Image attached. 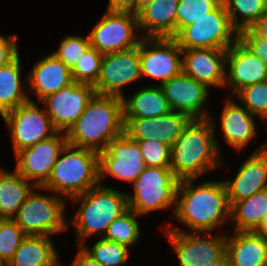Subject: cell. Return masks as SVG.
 <instances>
[{"label": "cell", "mask_w": 267, "mask_h": 266, "mask_svg": "<svg viewBox=\"0 0 267 266\" xmlns=\"http://www.w3.org/2000/svg\"><path fill=\"white\" fill-rule=\"evenodd\" d=\"M234 36V37H233ZM239 36L222 2L215 10L183 28L174 39L182 49H228Z\"/></svg>", "instance_id": "cell-7"}, {"label": "cell", "mask_w": 267, "mask_h": 266, "mask_svg": "<svg viewBox=\"0 0 267 266\" xmlns=\"http://www.w3.org/2000/svg\"><path fill=\"white\" fill-rule=\"evenodd\" d=\"M16 39L17 36L10 38L0 35V68L19 54Z\"/></svg>", "instance_id": "cell-41"}, {"label": "cell", "mask_w": 267, "mask_h": 266, "mask_svg": "<svg viewBox=\"0 0 267 266\" xmlns=\"http://www.w3.org/2000/svg\"><path fill=\"white\" fill-rule=\"evenodd\" d=\"M96 94L90 84L73 82L42 100L53 127L65 133L85 111L88 103Z\"/></svg>", "instance_id": "cell-16"}, {"label": "cell", "mask_w": 267, "mask_h": 266, "mask_svg": "<svg viewBox=\"0 0 267 266\" xmlns=\"http://www.w3.org/2000/svg\"><path fill=\"white\" fill-rule=\"evenodd\" d=\"M146 167L170 168L171 148L153 140L137 141Z\"/></svg>", "instance_id": "cell-39"}, {"label": "cell", "mask_w": 267, "mask_h": 266, "mask_svg": "<svg viewBox=\"0 0 267 266\" xmlns=\"http://www.w3.org/2000/svg\"><path fill=\"white\" fill-rule=\"evenodd\" d=\"M26 79L40 101L74 82L71 70L53 53L33 65Z\"/></svg>", "instance_id": "cell-22"}, {"label": "cell", "mask_w": 267, "mask_h": 266, "mask_svg": "<svg viewBox=\"0 0 267 266\" xmlns=\"http://www.w3.org/2000/svg\"><path fill=\"white\" fill-rule=\"evenodd\" d=\"M258 37L267 39V11L250 28Z\"/></svg>", "instance_id": "cell-44"}, {"label": "cell", "mask_w": 267, "mask_h": 266, "mask_svg": "<svg viewBox=\"0 0 267 266\" xmlns=\"http://www.w3.org/2000/svg\"><path fill=\"white\" fill-rule=\"evenodd\" d=\"M254 115L230 99L224 105L221 114V130L226 143L235 150L243 149L255 136Z\"/></svg>", "instance_id": "cell-25"}, {"label": "cell", "mask_w": 267, "mask_h": 266, "mask_svg": "<svg viewBox=\"0 0 267 266\" xmlns=\"http://www.w3.org/2000/svg\"><path fill=\"white\" fill-rule=\"evenodd\" d=\"M194 180H180L173 215L193 232H212L230 218V204L224 181H208L194 187Z\"/></svg>", "instance_id": "cell-1"}, {"label": "cell", "mask_w": 267, "mask_h": 266, "mask_svg": "<svg viewBox=\"0 0 267 266\" xmlns=\"http://www.w3.org/2000/svg\"><path fill=\"white\" fill-rule=\"evenodd\" d=\"M99 184V152L67 143L48 181L38 189L50 190L71 199Z\"/></svg>", "instance_id": "cell-4"}, {"label": "cell", "mask_w": 267, "mask_h": 266, "mask_svg": "<svg viewBox=\"0 0 267 266\" xmlns=\"http://www.w3.org/2000/svg\"><path fill=\"white\" fill-rule=\"evenodd\" d=\"M26 236L14 220L0 219V258L6 265Z\"/></svg>", "instance_id": "cell-37"}, {"label": "cell", "mask_w": 267, "mask_h": 266, "mask_svg": "<svg viewBox=\"0 0 267 266\" xmlns=\"http://www.w3.org/2000/svg\"><path fill=\"white\" fill-rule=\"evenodd\" d=\"M137 28V14L107 9L88 35L90 45L102 54L133 48L141 41L135 37Z\"/></svg>", "instance_id": "cell-9"}, {"label": "cell", "mask_w": 267, "mask_h": 266, "mask_svg": "<svg viewBox=\"0 0 267 266\" xmlns=\"http://www.w3.org/2000/svg\"><path fill=\"white\" fill-rule=\"evenodd\" d=\"M222 2L226 7L232 25L238 32L251 28L267 11L265 0H222ZM237 12L243 16L242 21H239Z\"/></svg>", "instance_id": "cell-31"}, {"label": "cell", "mask_w": 267, "mask_h": 266, "mask_svg": "<svg viewBox=\"0 0 267 266\" xmlns=\"http://www.w3.org/2000/svg\"><path fill=\"white\" fill-rule=\"evenodd\" d=\"M182 72L207 88L225 86L226 49H182Z\"/></svg>", "instance_id": "cell-19"}, {"label": "cell", "mask_w": 267, "mask_h": 266, "mask_svg": "<svg viewBox=\"0 0 267 266\" xmlns=\"http://www.w3.org/2000/svg\"><path fill=\"white\" fill-rule=\"evenodd\" d=\"M82 250L101 266H121L127 262L128 248L101 237L90 249L80 245Z\"/></svg>", "instance_id": "cell-33"}, {"label": "cell", "mask_w": 267, "mask_h": 266, "mask_svg": "<svg viewBox=\"0 0 267 266\" xmlns=\"http://www.w3.org/2000/svg\"><path fill=\"white\" fill-rule=\"evenodd\" d=\"M190 120L185 113L172 110L155 118H123L124 133L134 141L155 139L172 148Z\"/></svg>", "instance_id": "cell-17"}, {"label": "cell", "mask_w": 267, "mask_h": 266, "mask_svg": "<svg viewBox=\"0 0 267 266\" xmlns=\"http://www.w3.org/2000/svg\"><path fill=\"white\" fill-rule=\"evenodd\" d=\"M238 37L267 66V39L258 37L250 28L240 31Z\"/></svg>", "instance_id": "cell-40"}, {"label": "cell", "mask_w": 267, "mask_h": 266, "mask_svg": "<svg viewBox=\"0 0 267 266\" xmlns=\"http://www.w3.org/2000/svg\"><path fill=\"white\" fill-rule=\"evenodd\" d=\"M225 85L234 95L246 86L267 80V66L239 39L227 49Z\"/></svg>", "instance_id": "cell-21"}, {"label": "cell", "mask_w": 267, "mask_h": 266, "mask_svg": "<svg viewBox=\"0 0 267 266\" xmlns=\"http://www.w3.org/2000/svg\"><path fill=\"white\" fill-rule=\"evenodd\" d=\"M50 236L27 235L6 266H55L58 254Z\"/></svg>", "instance_id": "cell-28"}, {"label": "cell", "mask_w": 267, "mask_h": 266, "mask_svg": "<svg viewBox=\"0 0 267 266\" xmlns=\"http://www.w3.org/2000/svg\"><path fill=\"white\" fill-rule=\"evenodd\" d=\"M123 133L122 98L95 94L66 137L70 145L100 152Z\"/></svg>", "instance_id": "cell-3"}, {"label": "cell", "mask_w": 267, "mask_h": 266, "mask_svg": "<svg viewBox=\"0 0 267 266\" xmlns=\"http://www.w3.org/2000/svg\"><path fill=\"white\" fill-rule=\"evenodd\" d=\"M178 184L170 168L146 167L133 182L134 194H126L128 208L140 216L176 207Z\"/></svg>", "instance_id": "cell-6"}, {"label": "cell", "mask_w": 267, "mask_h": 266, "mask_svg": "<svg viewBox=\"0 0 267 266\" xmlns=\"http://www.w3.org/2000/svg\"><path fill=\"white\" fill-rule=\"evenodd\" d=\"M29 183L16 169L13 173L0 170V219L13 220L17 216L35 187Z\"/></svg>", "instance_id": "cell-27"}, {"label": "cell", "mask_w": 267, "mask_h": 266, "mask_svg": "<svg viewBox=\"0 0 267 266\" xmlns=\"http://www.w3.org/2000/svg\"><path fill=\"white\" fill-rule=\"evenodd\" d=\"M154 0H137V13L147 6L148 4L152 3Z\"/></svg>", "instance_id": "cell-47"}, {"label": "cell", "mask_w": 267, "mask_h": 266, "mask_svg": "<svg viewBox=\"0 0 267 266\" xmlns=\"http://www.w3.org/2000/svg\"><path fill=\"white\" fill-rule=\"evenodd\" d=\"M215 125L211 116L191 119L171 148L170 169L180 180L197 179L221 165Z\"/></svg>", "instance_id": "cell-2"}, {"label": "cell", "mask_w": 267, "mask_h": 266, "mask_svg": "<svg viewBox=\"0 0 267 266\" xmlns=\"http://www.w3.org/2000/svg\"><path fill=\"white\" fill-rule=\"evenodd\" d=\"M138 216V214L128 208L108 226L103 238L122 244L127 248L129 245H133L140 237V227L136 220Z\"/></svg>", "instance_id": "cell-32"}, {"label": "cell", "mask_w": 267, "mask_h": 266, "mask_svg": "<svg viewBox=\"0 0 267 266\" xmlns=\"http://www.w3.org/2000/svg\"><path fill=\"white\" fill-rule=\"evenodd\" d=\"M57 131L53 136L18 151L16 170L26 179L34 181L35 188L42 187L49 179L52 169L67 142L66 133Z\"/></svg>", "instance_id": "cell-15"}, {"label": "cell", "mask_w": 267, "mask_h": 266, "mask_svg": "<svg viewBox=\"0 0 267 266\" xmlns=\"http://www.w3.org/2000/svg\"><path fill=\"white\" fill-rule=\"evenodd\" d=\"M19 54L0 68V115L26 103L29 98L20 81Z\"/></svg>", "instance_id": "cell-29"}, {"label": "cell", "mask_w": 267, "mask_h": 266, "mask_svg": "<svg viewBox=\"0 0 267 266\" xmlns=\"http://www.w3.org/2000/svg\"><path fill=\"white\" fill-rule=\"evenodd\" d=\"M254 232L262 234L267 240V213L264 215L260 225L254 230Z\"/></svg>", "instance_id": "cell-46"}, {"label": "cell", "mask_w": 267, "mask_h": 266, "mask_svg": "<svg viewBox=\"0 0 267 266\" xmlns=\"http://www.w3.org/2000/svg\"><path fill=\"white\" fill-rule=\"evenodd\" d=\"M1 117L11 132L15 154L57 132L46 110L38 108L31 99Z\"/></svg>", "instance_id": "cell-10"}, {"label": "cell", "mask_w": 267, "mask_h": 266, "mask_svg": "<svg viewBox=\"0 0 267 266\" xmlns=\"http://www.w3.org/2000/svg\"><path fill=\"white\" fill-rule=\"evenodd\" d=\"M122 101L123 118H155L171 111L161 86H148Z\"/></svg>", "instance_id": "cell-26"}, {"label": "cell", "mask_w": 267, "mask_h": 266, "mask_svg": "<svg viewBox=\"0 0 267 266\" xmlns=\"http://www.w3.org/2000/svg\"><path fill=\"white\" fill-rule=\"evenodd\" d=\"M267 213V189L234 202L230 208V217L236 223L235 231H254Z\"/></svg>", "instance_id": "cell-30"}, {"label": "cell", "mask_w": 267, "mask_h": 266, "mask_svg": "<svg viewBox=\"0 0 267 266\" xmlns=\"http://www.w3.org/2000/svg\"><path fill=\"white\" fill-rule=\"evenodd\" d=\"M91 47L89 37L67 36L60 42L59 49L53 52L70 70L78 63L79 59Z\"/></svg>", "instance_id": "cell-38"}, {"label": "cell", "mask_w": 267, "mask_h": 266, "mask_svg": "<svg viewBox=\"0 0 267 266\" xmlns=\"http://www.w3.org/2000/svg\"><path fill=\"white\" fill-rule=\"evenodd\" d=\"M226 238V253L232 266H267V240L254 231H234Z\"/></svg>", "instance_id": "cell-24"}, {"label": "cell", "mask_w": 267, "mask_h": 266, "mask_svg": "<svg viewBox=\"0 0 267 266\" xmlns=\"http://www.w3.org/2000/svg\"><path fill=\"white\" fill-rule=\"evenodd\" d=\"M230 206L267 189V143L243 162L233 180H224Z\"/></svg>", "instance_id": "cell-20"}, {"label": "cell", "mask_w": 267, "mask_h": 266, "mask_svg": "<svg viewBox=\"0 0 267 266\" xmlns=\"http://www.w3.org/2000/svg\"><path fill=\"white\" fill-rule=\"evenodd\" d=\"M139 54L141 77L157 78L162 84L182 72V48L172 37L141 38Z\"/></svg>", "instance_id": "cell-11"}, {"label": "cell", "mask_w": 267, "mask_h": 266, "mask_svg": "<svg viewBox=\"0 0 267 266\" xmlns=\"http://www.w3.org/2000/svg\"><path fill=\"white\" fill-rule=\"evenodd\" d=\"M81 205L73 217L72 224L77 232L78 244L96 233L106 234L108 226L128 209L125 193L101 183L84 194L71 198Z\"/></svg>", "instance_id": "cell-5"}, {"label": "cell", "mask_w": 267, "mask_h": 266, "mask_svg": "<svg viewBox=\"0 0 267 266\" xmlns=\"http://www.w3.org/2000/svg\"><path fill=\"white\" fill-rule=\"evenodd\" d=\"M146 168L140 146L125 133L99 152V182L105 176L134 182Z\"/></svg>", "instance_id": "cell-12"}, {"label": "cell", "mask_w": 267, "mask_h": 266, "mask_svg": "<svg viewBox=\"0 0 267 266\" xmlns=\"http://www.w3.org/2000/svg\"><path fill=\"white\" fill-rule=\"evenodd\" d=\"M6 264L3 262V260L0 258V266H5Z\"/></svg>", "instance_id": "cell-48"}, {"label": "cell", "mask_w": 267, "mask_h": 266, "mask_svg": "<svg viewBox=\"0 0 267 266\" xmlns=\"http://www.w3.org/2000/svg\"><path fill=\"white\" fill-rule=\"evenodd\" d=\"M207 266H232V262L227 253H225L220 259L217 261L207 265Z\"/></svg>", "instance_id": "cell-45"}, {"label": "cell", "mask_w": 267, "mask_h": 266, "mask_svg": "<svg viewBox=\"0 0 267 266\" xmlns=\"http://www.w3.org/2000/svg\"><path fill=\"white\" fill-rule=\"evenodd\" d=\"M141 78L139 45L104 54L95 88L96 94L123 98L121 88Z\"/></svg>", "instance_id": "cell-14"}, {"label": "cell", "mask_w": 267, "mask_h": 266, "mask_svg": "<svg viewBox=\"0 0 267 266\" xmlns=\"http://www.w3.org/2000/svg\"><path fill=\"white\" fill-rule=\"evenodd\" d=\"M160 86L172 111L185 113L191 119L210 117L207 111L203 110L209 94V88L204 84L181 72Z\"/></svg>", "instance_id": "cell-18"}, {"label": "cell", "mask_w": 267, "mask_h": 266, "mask_svg": "<svg viewBox=\"0 0 267 266\" xmlns=\"http://www.w3.org/2000/svg\"><path fill=\"white\" fill-rule=\"evenodd\" d=\"M222 0H179L177 8V34L197 19L215 10Z\"/></svg>", "instance_id": "cell-34"}, {"label": "cell", "mask_w": 267, "mask_h": 266, "mask_svg": "<svg viewBox=\"0 0 267 266\" xmlns=\"http://www.w3.org/2000/svg\"><path fill=\"white\" fill-rule=\"evenodd\" d=\"M70 266H101L97 261L88 256L81 247Z\"/></svg>", "instance_id": "cell-43"}, {"label": "cell", "mask_w": 267, "mask_h": 266, "mask_svg": "<svg viewBox=\"0 0 267 266\" xmlns=\"http://www.w3.org/2000/svg\"><path fill=\"white\" fill-rule=\"evenodd\" d=\"M55 266H61L60 262H58Z\"/></svg>", "instance_id": "cell-49"}, {"label": "cell", "mask_w": 267, "mask_h": 266, "mask_svg": "<svg viewBox=\"0 0 267 266\" xmlns=\"http://www.w3.org/2000/svg\"><path fill=\"white\" fill-rule=\"evenodd\" d=\"M104 54L90 47L71 70L73 81L95 85Z\"/></svg>", "instance_id": "cell-36"}, {"label": "cell", "mask_w": 267, "mask_h": 266, "mask_svg": "<svg viewBox=\"0 0 267 266\" xmlns=\"http://www.w3.org/2000/svg\"><path fill=\"white\" fill-rule=\"evenodd\" d=\"M64 210L61 196H44L32 190L13 220L26 235L51 236L67 229Z\"/></svg>", "instance_id": "cell-8"}, {"label": "cell", "mask_w": 267, "mask_h": 266, "mask_svg": "<svg viewBox=\"0 0 267 266\" xmlns=\"http://www.w3.org/2000/svg\"><path fill=\"white\" fill-rule=\"evenodd\" d=\"M236 95L252 115L267 122V80L246 86Z\"/></svg>", "instance_id": "cell-35"}, {"label": "cell", "mask_w": 267, "mask_h": 266, "mask_svg": "<svg viewBox=\"0 0 267 266\" xmlns=\"http://www.w3.org/2000/svg\"><path fill=\"white\" fill-rule=\"evenodd\" d=\"M165 232L175 250L181 266H207L226 253L225 234L208 238L199 236V232L187 233L176 228L166 229Z\"/></svg>", "instance_id": "cell-13"}, {"label": "cell", "mask_w": 267, "mask_h": 266, "mask_svg": "<svg viewBox=\"0 0 267 266\" xmlns=\"http://www.w3.org/2000/svg\"><path fill=\"white\" fill-rule=\"evenodd\" d=\"M179 0H154L137 13L139 28L146 37L177 35V8Z\"/></svg>", "instance_id": "cell-23"}, {"label": "cell", "mask_w": 267, "mask_h": 266, "mask_svg": "<svg viewBox=\"0 0 267 266\" xmlns=\"http://www.w3.org/2000/svg\"><path fill=\"white\" fill-rule=\"evenodd\" d=\"M108 10L128 11L137 14V0H108Z\"/></svg>", "instance_id": "cell-42"}]
</instances>
